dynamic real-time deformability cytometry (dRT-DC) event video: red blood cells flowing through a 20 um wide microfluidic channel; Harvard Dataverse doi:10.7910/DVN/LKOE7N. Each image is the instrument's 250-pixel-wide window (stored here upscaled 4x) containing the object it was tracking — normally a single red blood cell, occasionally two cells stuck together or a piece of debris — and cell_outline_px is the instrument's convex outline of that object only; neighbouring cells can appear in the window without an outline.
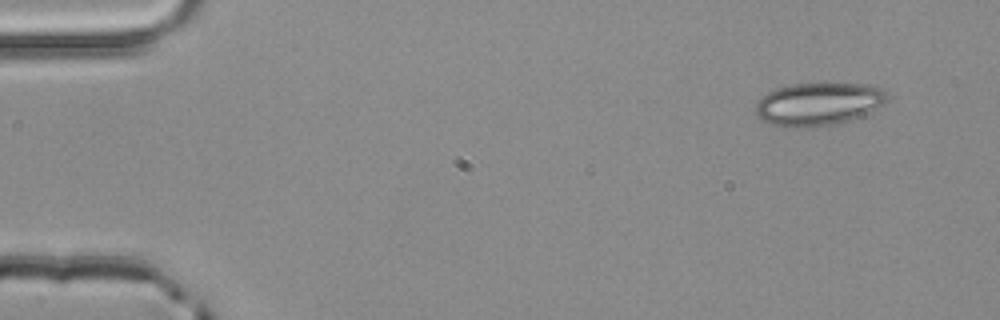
{"species": "common noctule bat (a hibernating species)", "species_latin": "Nyctalus noctula", "temperature_condition": "room temperature", "stored_images_in_passage": 3, "camera_frame_rate_fps": 3000, "um_per_image_px": 0.085, "animal": {"sex": "male", "body_mass_g": 20.4}, "frame": {"image": 1, "passage_image": 1, "time_ms": 0.0, "image_size_px": [1000, 320], "cell_outline_px": [[888, 96], [884, 104], [860, 116], [836, 124], [804, 128], [784, 128], [768, 124], [760, 120], [756, 116], [756, 104], [768, 92], [776, 88], [792, 84], [868, 84], [884, 88], [888, 92]], "centroid_in_image_um": [69.55, 8.86], "position_along_channel_um": 15.5, "area_um2": 33.12}}